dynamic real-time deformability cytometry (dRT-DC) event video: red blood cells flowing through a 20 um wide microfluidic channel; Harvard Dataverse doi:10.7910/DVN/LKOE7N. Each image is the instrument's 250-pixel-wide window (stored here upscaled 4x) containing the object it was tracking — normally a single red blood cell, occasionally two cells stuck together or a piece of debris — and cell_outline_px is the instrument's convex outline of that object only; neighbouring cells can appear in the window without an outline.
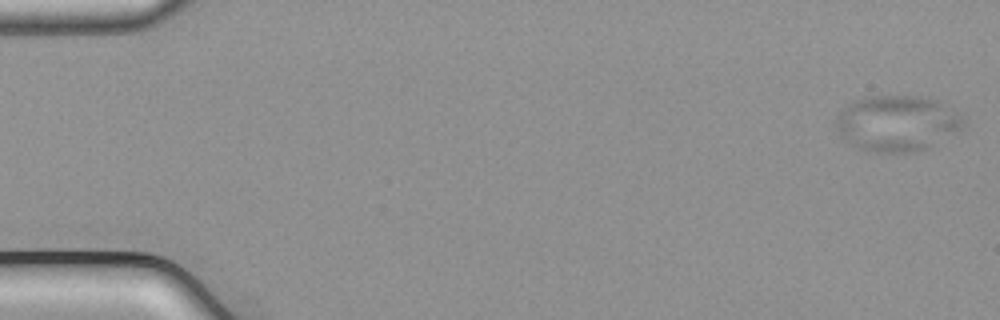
{"species": "common noctule bat (a hibernating species)", "species_latin": "Nyctalus noctula", "temperature_condition": "cold", "stored_images_in_passage": 53, "camera_frame_rate_fps": 3000, "um_per_image_px": 0.085, "animal": {"sex": "male", "body_mass_g": 21.5, "forearm_length_mm": 52.0}, "frame": {"image": 1, "passage_image": 1, "time_ms": 0.0, "image_size_px": [1000, 320], "cell_outline_px": [[968, 128], [928, 148], [916, 152], [868, 152], [856, 148], [844, 140], [840, 136], [836, 128], [836, 116], [852, 100], [864, 96], [928, 96], [944, 100], [960, 112], [964, 116]], "centroid_in_image_um": [76.35, 10.47], "position_along_channel_um": 8.6, "area_um2": 43.12}}
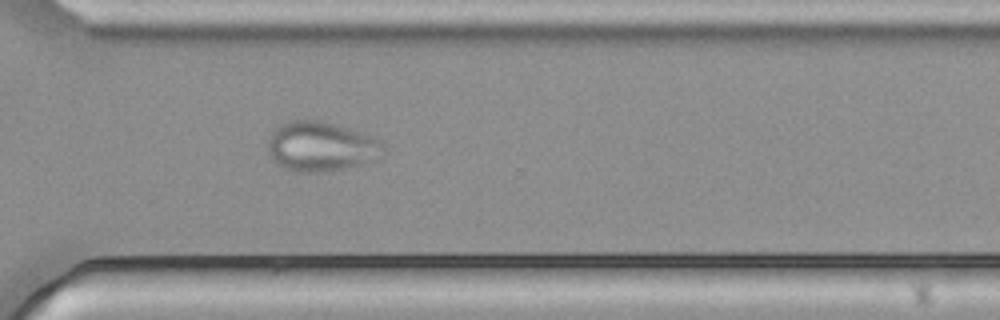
{"frame": {"image": 2, "passage_image": 39, "time_ms": 12.667, "image_size_px": [1000, 320], "cell_outline_px": [[384, 152], [380, 156], [344, 168], [324, 172], [296, 172], [284, 168], [276, 164], [272, 160], [268, 152], [268, 140], [272, 132], [276, 128], [288, 120], [320, 120], [368, 136], [376, 140], [384, 148]], "centroid_in_image_um": [27.16, 12.47], "position_along_channel_um": 343.4, "area_um2": 32.6}}
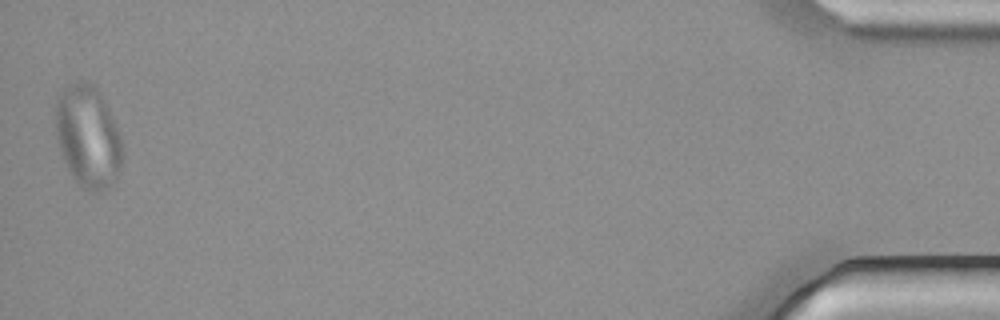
{"frame": {"image": 3, "passage_image": 53, "time_ms": 17.333, "image_size_px": [1000, 320], "cell_outline_px": [[124, 160], [112, 184], [100, 192], [88, 192], [76, 180], [68, 168], [64, 160], [56, 140], [52, 104], [56, 92], [68, 84], [80, 80], [88, 80], [100, 92], [108, 108], [120, 136], [124, 156]], "centroid_in_image_um": [7.42, 11.53], "position_along_channel_um": 427.8, "area_um2": 40.75}}